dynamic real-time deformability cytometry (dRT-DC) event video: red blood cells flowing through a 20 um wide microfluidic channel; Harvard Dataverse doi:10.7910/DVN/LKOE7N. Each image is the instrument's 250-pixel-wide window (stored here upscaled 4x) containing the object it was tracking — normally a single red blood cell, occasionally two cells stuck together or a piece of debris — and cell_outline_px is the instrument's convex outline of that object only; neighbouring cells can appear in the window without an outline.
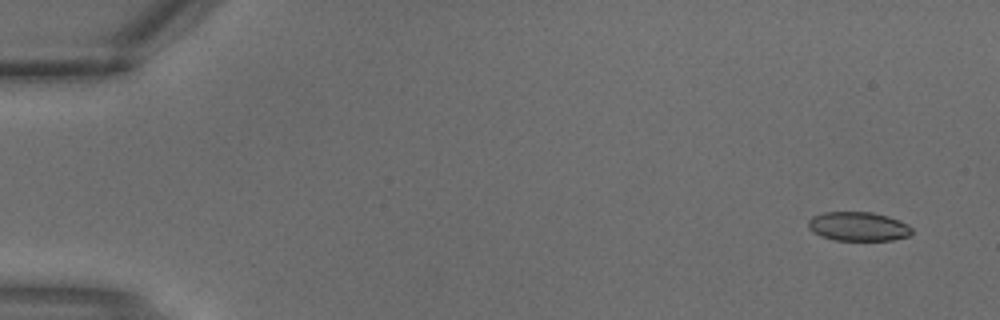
{"species": "common noctule bat (a hibernating species)", "species_latin": "Nyctalus noctula", "temperature_condition": "warm", "stored_images_in_passage": 2, "camera_frame_rate_fps": 3000, "um_per_image_px": 0.085, "animal": {"sex": "male", "body_mass_g": 18.8}, "frame": {"image": 1, "passage_image": 1, "time_ms": 0.0, "image_size_px": [1000, 320], "cell_outline_px": [[912, 232], [908, 236], [892, 240], [836, 240], [820, 236], [812, 232], [808, 228], [808, 220], [812, 216], [824, 212], [872, 212], [888, 216], [900, 220], [908, 224], [912, 228]], "centroid_in_image_um": [72.94, 19.24], "position_along_channel_um": 12.1, "area_um2": 17.69}}